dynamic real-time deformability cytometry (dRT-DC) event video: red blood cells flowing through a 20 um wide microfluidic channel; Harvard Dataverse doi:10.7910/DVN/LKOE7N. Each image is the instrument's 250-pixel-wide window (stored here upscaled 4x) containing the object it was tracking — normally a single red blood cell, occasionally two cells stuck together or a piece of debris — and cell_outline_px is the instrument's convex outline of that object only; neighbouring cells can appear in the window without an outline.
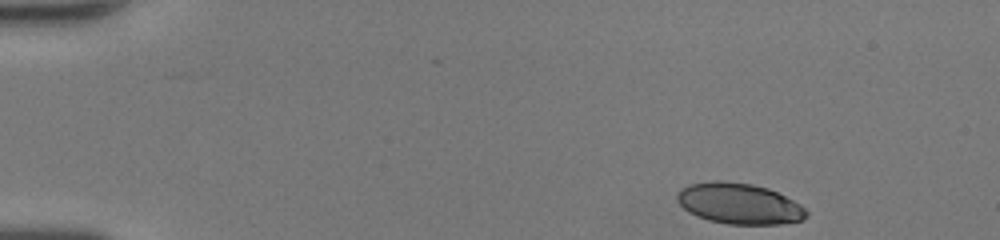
{"species": "human", "species_latin": "Homo sapiens", "temperature_condition": "room temperature", "stored_images_in_passage": 43, "camera_frame_rate_fps": 3000, "um_per_image_px": 0.085, "donor": {"sex": "female"}, "frame": {"image": 1, "passage_image": 1, "time_ms": 0.0, "image_size_px": [1000, 240], "cell_outline_px": [[808, 216], [804, 220], [780, 224], [728, 224], [708, 220], [696, 216], [688, 212], [676, 200], [676, 192], [680, 188], [688, 184], [712, 180], [720, 180], [752, 184], [768, 188], [800, 204], [808, 212]], "centroid_in_image_um": [62.79, 17.3], "position_along_channel_um": 22.2, "area_um2": 31.04}}
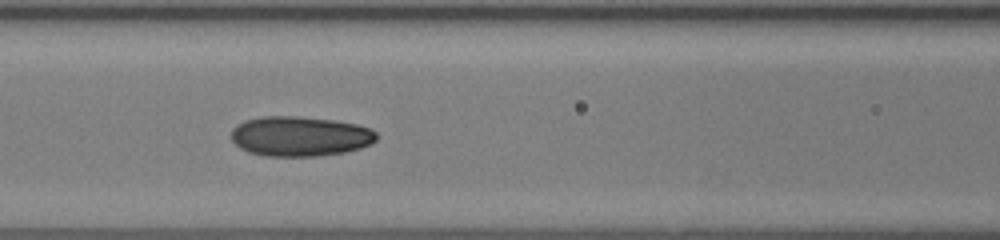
{"frame": {"image": 2, "passage_image": 17, "time_ms": 5.333, "image_size_px": [1000, 240], "cell_outline_px": [[376, 140], [372, 144], [360, 148], [344, 152], [316, 156], [264, 156], [248, 152], [240, 148], [232, 140], [232, 128], [236, 124], [244, 120], [260, 116], [300, 116], [332, 120], [356, 124], [372, 128], [376, 132]], "centroid_in_image_um": [25.48, 11.58], "position_along_channel_um": 141.1, "area_um2": 34.04}}
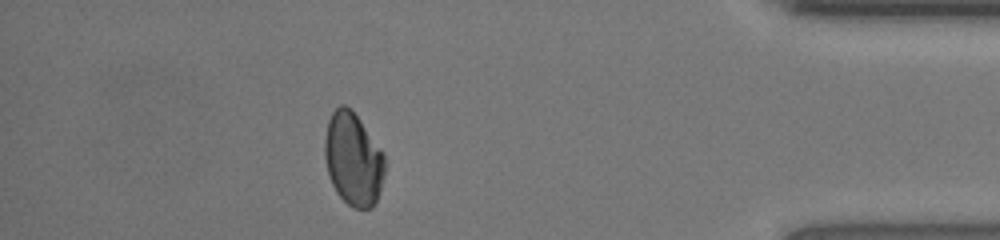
{"frame": {"image": 3, "passage_image": 38, "time_ms": 12.333, "image_size_px": [1000, 240], "cell_outline_px": [[384, 176], [376, 200], [372, 208], [352, 208], [336, 192], [332, 184], [328, 172], [324, 156], [324, 140], [328, 120], [332, 112], [340, 104], [344, 104], [360, 120], [384, 152]], "centroid_in_image_um": [30.01, 13.53], "position_along_channel_um": 405.2, "area_um2": 32.37}, "authors_computed_cell_mechanics": {"area_um2": 32.657, "velocity_mm_per_s": 4.3354, "shape_relaxation_time_tau1_ms": 5.8577, "shape_relaxation_time_tau2_ms": 1.5125, "deformation_change_tau1": 0.1467, "deformation_change_tau2": 0.0569}}